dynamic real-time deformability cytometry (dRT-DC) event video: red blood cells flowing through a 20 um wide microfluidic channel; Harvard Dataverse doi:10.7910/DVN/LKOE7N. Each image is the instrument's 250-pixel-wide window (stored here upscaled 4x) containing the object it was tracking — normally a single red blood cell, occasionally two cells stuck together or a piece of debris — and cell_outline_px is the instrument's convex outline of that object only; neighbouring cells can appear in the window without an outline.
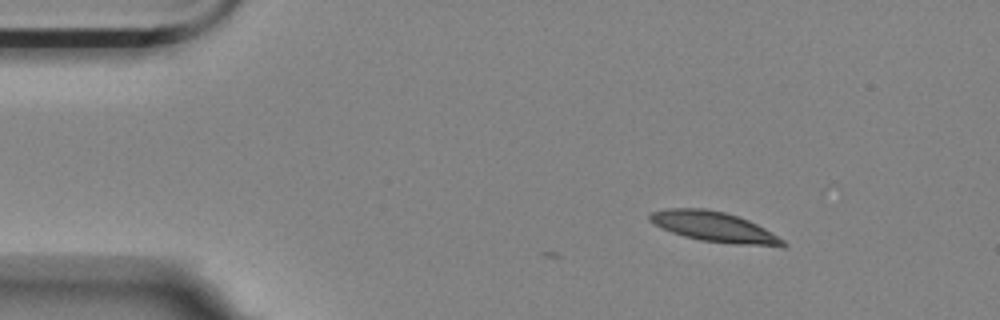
{"species": "Egyptian fruit bat (a non-hibernating species)", "species_latin": "Rousettus aegyptiacus", "temperature_condition": "room temperature", "stored_images_in_passage": 2, "camera_frame_rate_fps": 3000, "um_per_image_px": 0.085, "animal": {"sex": "female"}, "frame": {"image": 1, "passage_image": 2, "time_ms": 0.333, "image_size_px": [1000, 320], "cell_outline_px": [[788, 244], [784, 248], [736, 244], [700, 240], [684, 236], [672, 232], [648, 220], [648, 212], [668, 208], [704, 208], [724, 212], [748, 220], [764, 228], [784, 240]], "centroid_in_image_um": [60.74, 19.29], "position_along_channel_um": 24.3, "area_um2": 23.41}}